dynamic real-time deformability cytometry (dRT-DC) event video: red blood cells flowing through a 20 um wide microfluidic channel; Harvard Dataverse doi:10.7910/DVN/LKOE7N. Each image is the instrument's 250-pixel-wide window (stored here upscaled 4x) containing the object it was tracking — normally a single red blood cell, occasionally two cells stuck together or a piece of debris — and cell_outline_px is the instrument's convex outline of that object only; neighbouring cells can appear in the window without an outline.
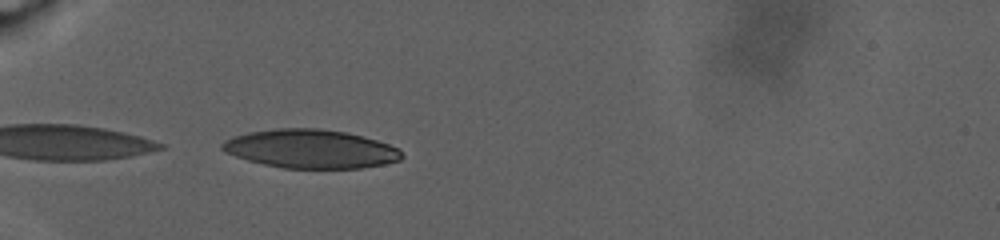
{"species": "human", "species_latin": "Homo sapiens", "temperature_condition": "warm", "stored_images_in_passage": 88, "camera_frame_rate_fps": 3000, "um_per_image_px": 0.085, "donor": {"sex": "male"}, "frame": {"image": 1, "passage_image": 1, "time_ms": 0.0, "image_size_px": [1000, 240], "cell_outline_px": [[404, 156], [400, 160], [384, 164], [360, 168], [284, 168], [264, 164], [248, 160], [224, 152], [220, 148], [220, 144], [224, 140], [232, 136], [248, 132], [276, 128], [320, 128], [348, 132], [376, 140], [400, 148]], "centroid_in_image_um": [26.4, 12.64], "position_along_channel_um": 58.6, "area_um2": 40.69}}
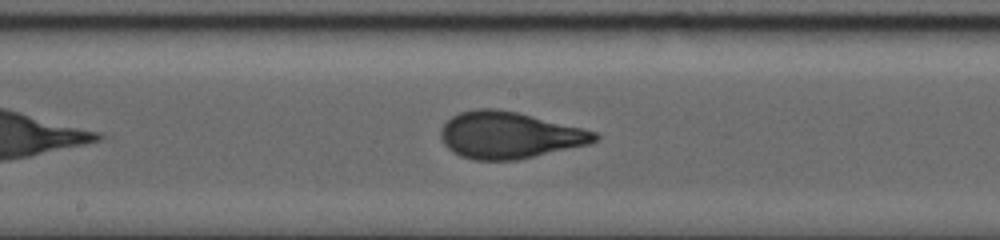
{"frame": {"image": 2, "passage_image": 34, "time_ms": 7.0, "image_size_px": [1000, 240], "cell_outline_px": [[600, 136], [592, 144], [536, 156], [516, 160], [476, 160], [460, 156], [452, 152], [444, 144], [440, 136], [440, 128], [452, 116], [460, 112], [476, 108], [496, 108], [516, 112], [596, 132]], "centroid_in_image_um": [43.27, 11.5], "position_along_channel_um": 204.9, "area_um2": 41.85}}
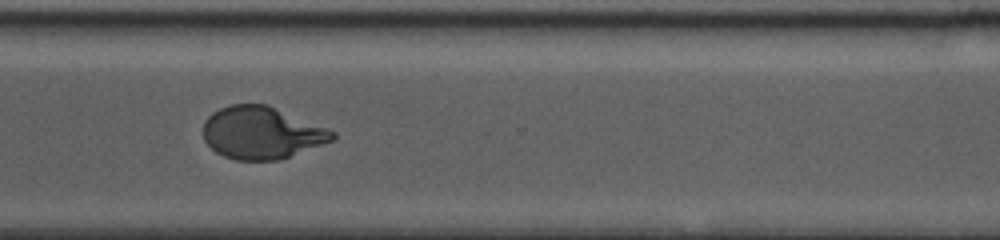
{"frame": {"image": 3, "passage_image": 67, "time_ms": 13.0, "image_size_px": [1000, 240], "cell_outline_px": [[336, 136], [332, 140], [288, 156], [276, 160], [236, 160], [224, 156], [216, 152], [204, 140], [204, 120], [212, 112], [220, 108], [232, 104], [268, 104], [336, 132]], "centroid_in_image_um": [22.2, 11.27], "position_along_channel_um": 348.4, "area_um2": 38.96}, "authors_computed_cell_mechanics": {"area_um2": 40.9224, "velocity_mm_per_s": 2.3956, "shape_relaxation_time_tau1_ms": 9.0628, "shape_relaxation_time_tau2_ms": null, "deformation_change_tau1": 0.2614, "deformation_change_tau2": null}}